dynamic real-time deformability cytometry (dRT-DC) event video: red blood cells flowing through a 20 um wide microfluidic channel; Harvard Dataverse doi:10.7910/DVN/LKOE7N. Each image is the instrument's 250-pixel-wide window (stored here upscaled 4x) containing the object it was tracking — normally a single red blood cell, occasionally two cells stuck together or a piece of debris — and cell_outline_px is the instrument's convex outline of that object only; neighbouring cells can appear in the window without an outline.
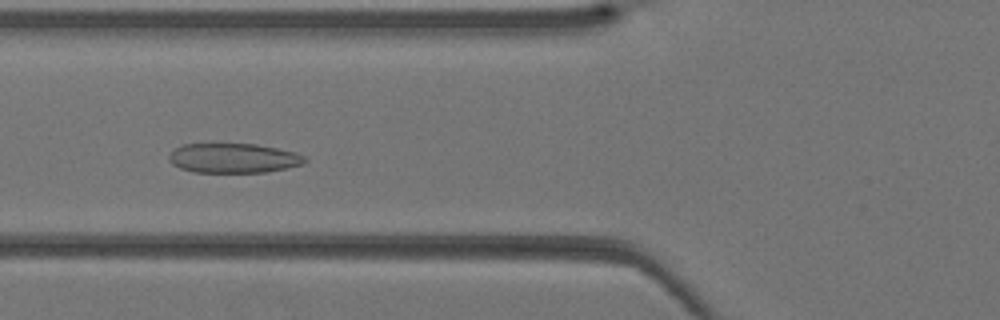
{"species": "Egyptian fruit bat (a non-hibernating species)", "species_latin": "Rousettus aegyptiacus", "temperature_condition": "warm", "stored_images_in_passage": 32, "camera_frame_rate_fps": 3000, "um_per_image_px": 0.085, "animal": {"sex": "female"}, "frame": {"image": 1, "passage_image": 6, "time_ms": 1.667, "image_size_px": [1000, 320], "cell_outline_px": [[308, 160], [304, 164], [264, 172], [192, 172], [180, 168], [172, 164], [168, 160], [168, 156], [176, 148], [184, 144], [256, 144], [296, 152], [304, 156]], "centroid_in_image_um": [19.84, 13.44], "position_along_channel_um": 106.0, "area_um2": 23.35}}
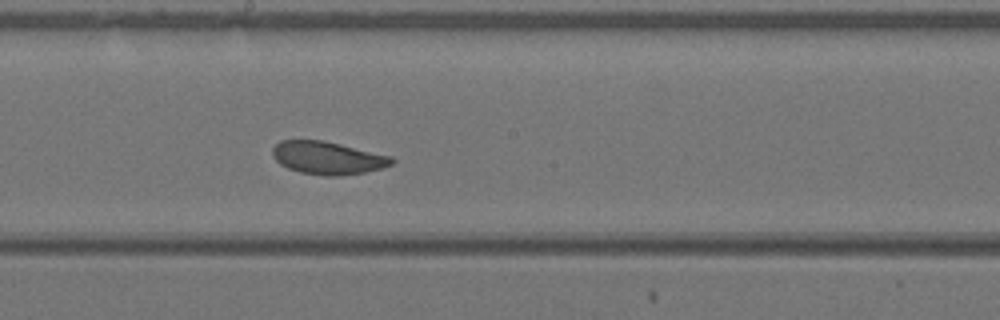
{"frame": {"image": 2, "passage_image": 13, "time_ms": 4.0, "image_size_px": [1000, 320], "cell_outline_px": [[396, 160], [392, 164], [380, 168], [364, 172], [340, 176], [324, 176], [300, 172], [288, 168], [280, 164], [272, 156], [272, 148], [280, 140], [324, 140], [392, 156]], "centroid_in_image_um": [27.84, 13.42], "position_along_channel_um": 220.4, "area_um2": 22.89}}
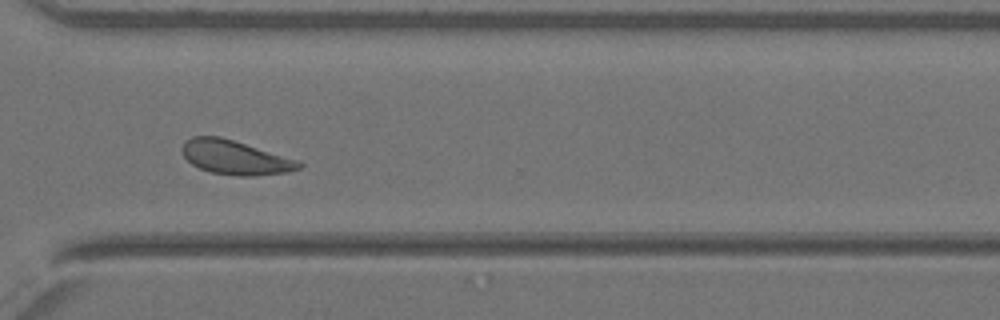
{"frame": {"image": 3, "passage_image": 21, "time_ms": 6.667, "image_size_px": [1000, 320], "cell_outline_px": [[304, 164], [300, 168], [288, 172], [252, 176], [236, 176], [212, 172], [200, 168], [192, 164], [184, 156], [180, 148], [184, 140], [192, 136], [220, 136], [296, 160]], "centroid_in_image_um": [19.93, 13.38], "position_along_channel_um": 350.7, "area_um2": 23.0}}